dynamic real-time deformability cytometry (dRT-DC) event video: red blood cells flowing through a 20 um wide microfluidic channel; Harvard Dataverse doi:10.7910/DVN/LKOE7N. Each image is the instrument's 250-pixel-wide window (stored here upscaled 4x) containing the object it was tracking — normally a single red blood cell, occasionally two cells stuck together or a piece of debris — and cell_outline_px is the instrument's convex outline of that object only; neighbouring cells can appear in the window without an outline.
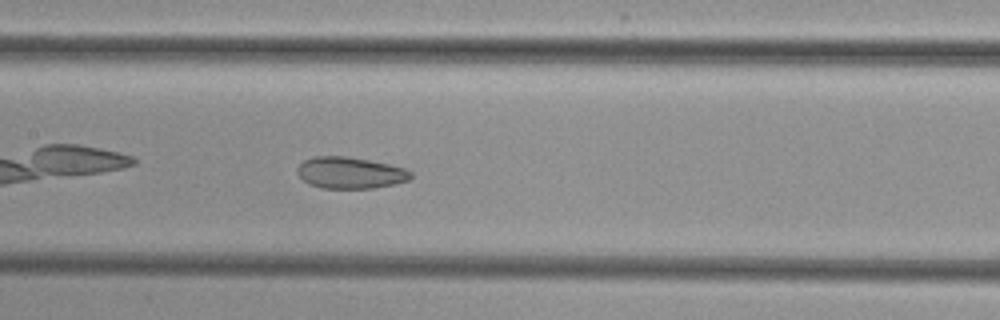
{"species": "common noctule bat (a hibernating species)", "species_latin": "Nyctalus noctula", "temperature_condition": "cold", "stored_images_in_passage": 33, "camera_frame_rate_fps": 3000, "um_per_image_px": 0.085, "animal": {"sex": "female", "body_mass_g": 29.2, "forearm_length_mm": 56.3}, "frame": {"image": 1, "passage_image": 10, "time_ms": 3.0, "image_size_px": [1000, 320], "cell_outline_px": [[412, 176], [408, 180], [396, 184], [372, 188], [320, 188], [308, 184], [296, 172], [296, 168], [304, 160], [316, 156], [348, 156], [388, 164], [404, 168], [412, 172]], "centroid_in_image_um": [29.75, 14.69], "position_along_channel_um": 177.7, "area_um2": 20.87}}
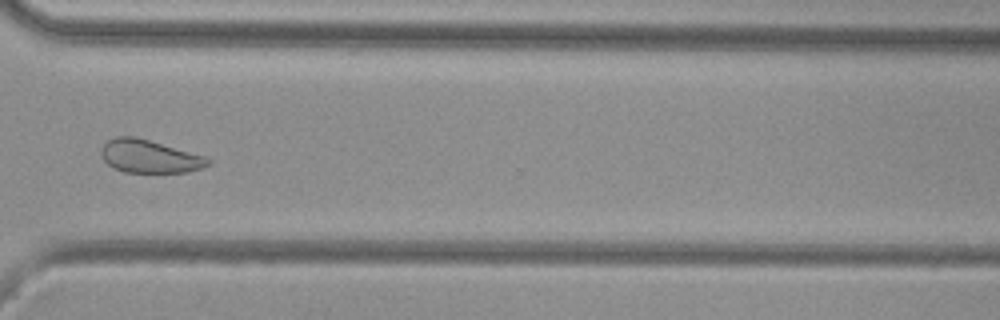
{"frame": {"image": 2, "passage_image": 24, "time_ms": 7.667, "image_size_px": [1000, 320], "cell_outline_px": [[212, 164], [188, 172], [124, 172], [108, 164], [104, 160], [100, 152], [100, 148], [108, 140], [116, 136], [136, 136], [204, 156], [212, 160]], "centroid_in_image_um": [12.7, 13.28], "position_along_channel_um": 357.9, "area_um2": 20.46}}